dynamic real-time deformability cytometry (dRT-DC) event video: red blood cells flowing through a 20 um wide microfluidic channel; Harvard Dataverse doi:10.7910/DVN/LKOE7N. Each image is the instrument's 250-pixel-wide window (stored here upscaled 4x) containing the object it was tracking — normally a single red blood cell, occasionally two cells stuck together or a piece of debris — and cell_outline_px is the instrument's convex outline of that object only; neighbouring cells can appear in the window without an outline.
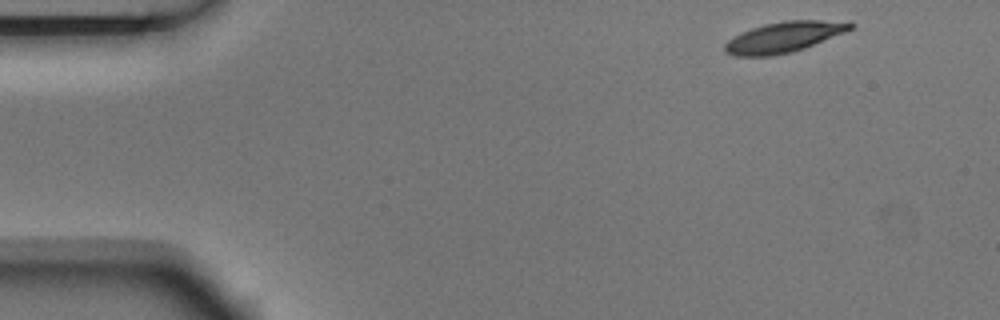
{"species": "Egyptian fruit bat (a non-hibernating species)", "species_latin": "Rousettus aegyptiacus", "temperature_condition": "room temperature", "stored_images_in_passage": 3, "camera_frame_rate_fps": 3000, "um_per_image_px": 0.085, "animal": {"sex": "male"}, "frame": {"image": 1, "passage_image": 1, "time_ms": 0.0, "image_size_px": [1000, 320], "cell_outline_px": [[856, 24], [852, 28], [844, 32], [804, 48], [792, 52], [772, 56], [736, 56], [724, 52], [724, 44], [728, 40], [740, 32], [764, 24], [784, 20], [852, 20]], "centroid_in_image_um": [66.66, 3.13], "position_along_channel_um": 18.3, "area_um2": 22.6}}
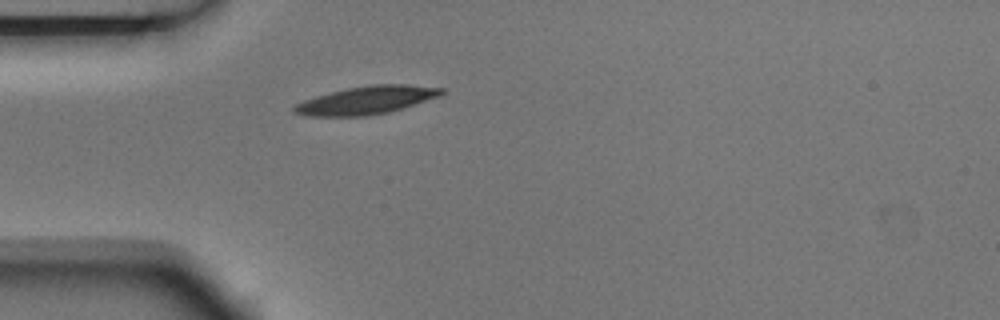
{"frame": {"image": 2, "passage_image": 3, "time_ms": 0.667, "image_size_px": [1000, 320], "cell_outline_px": [[444, 92], [440, 96], [388, 112], [364, 116], [304, 116], [292, 112], [292, 108], [296, 104], [304, 100], [316, 96], [348, 88], [368, 84], [408, 84], [444, 88]], "centroid_in_image_um": [31.13, 8.51], "position_along_channel_um": 53.9, "area_um2": 23.93}}